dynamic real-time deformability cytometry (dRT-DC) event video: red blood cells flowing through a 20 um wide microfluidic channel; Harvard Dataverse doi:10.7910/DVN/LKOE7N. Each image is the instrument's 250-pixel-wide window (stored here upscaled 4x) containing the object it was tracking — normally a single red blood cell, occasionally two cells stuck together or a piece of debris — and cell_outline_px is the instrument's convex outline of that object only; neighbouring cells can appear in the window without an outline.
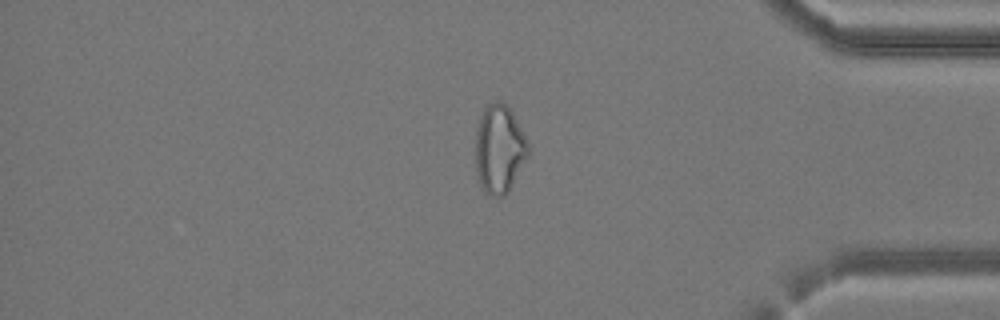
{"species": "common noctule bat (a hibernating species)", "species_latin": "Nyctalus noctula", "temperature_condition": "cold", "stored_images_in_passage": 40, "camera_frame_rate_fps": 3000, "um_per_image_px": 0.085, "animal": {"sex": "female", "body_mass_g": 24.6, "forearm_length_mm": 56.2}, "frame": {"image": 1, "passage_image": 34, "time_ms": 11.0, "image_size_px": [1000, 320], "cell_outline_px": [[528, 156], [508, 192], [504, 196], [492, 196], [484, 192], [480, 184], [476, 172], [476, 128], [480, 116], [484, 108], [488, 104], [496, 100], [500, 100], [512, 112], [528, 140]], "centroid_in_image_um": [42.43, 12.67], "position_along_channel_um": 392.8, "area_um2": 27.17}}